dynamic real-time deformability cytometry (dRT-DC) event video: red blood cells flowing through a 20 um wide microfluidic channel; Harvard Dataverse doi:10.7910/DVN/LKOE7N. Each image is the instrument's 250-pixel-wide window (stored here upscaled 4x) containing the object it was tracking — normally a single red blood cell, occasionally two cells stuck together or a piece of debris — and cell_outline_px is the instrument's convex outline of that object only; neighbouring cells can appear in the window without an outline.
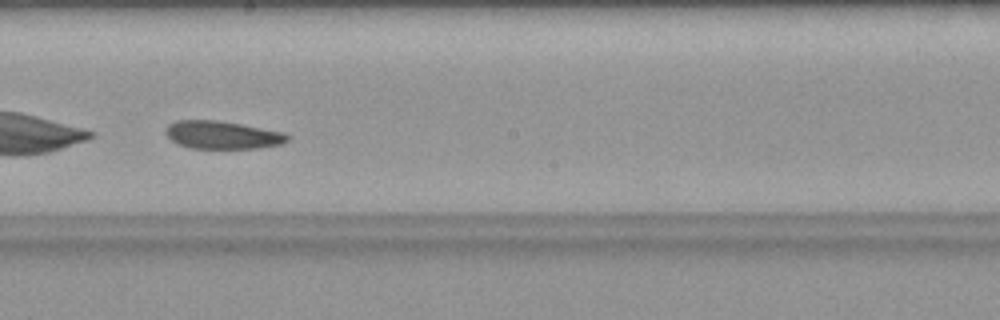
{"species": "common noctule bat (a hibernating species)", "species_latin": "Nyctalus noctula", "temperature_condition": "warm", "stored_images_in_passage": 28, "camera_frame_rate_fps": 3000, "um_per_image_px": 0.085, "animal": {"sex": "female", "body_mass_g": 19.9}, "frame": {"image": 1, "passage_image": 16, "time_ms": 5.0, "image_size_px": [1000, 320], "cell_outline_px": [[288, 140], [280, 144], [256, 148], [188, 148], [172, 140], [164, 132], [168, 124], [176, 120], [216, 120], [240, 124], [284, 132], [288, 136]], "centroid_in_image_um": [18.86, 11.46], "position_along_channel_um": 229.3, "area_um2": 19.59}}